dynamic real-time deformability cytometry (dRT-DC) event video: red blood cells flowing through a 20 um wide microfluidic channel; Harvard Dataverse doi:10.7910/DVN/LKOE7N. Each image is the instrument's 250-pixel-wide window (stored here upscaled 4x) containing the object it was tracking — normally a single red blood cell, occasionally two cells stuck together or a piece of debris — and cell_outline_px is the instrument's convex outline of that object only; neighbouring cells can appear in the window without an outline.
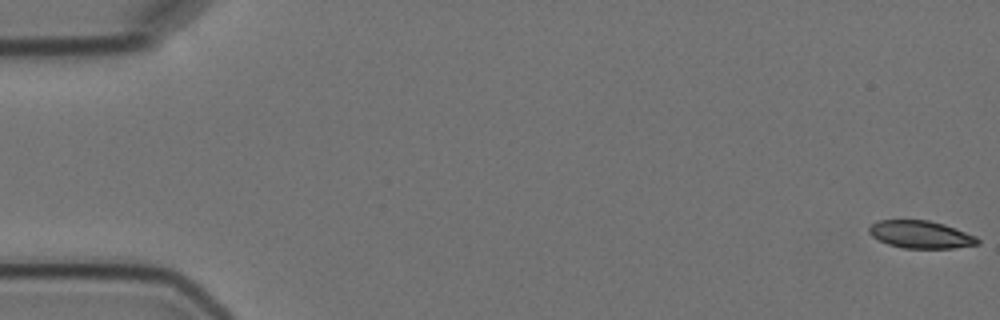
{"species": "Egyptian fruit bat (a non-hibernating species)", "species_latin": "Rousettus aegyptiacus", "temperature_condition": "cold", "stored_images_in_passage": 6, "camera_frame_rate_fps": 3000, "um_per_image_px": 0.085, "animal": {"sex": "female"}, "frame": {"image": 1, "passage_image": 1, "time_ms": 0.0, "image_size_px": [1000, 320], "cell_outline_px": [[980, 244], [952, 248], [904, 248], [888, 244], [872, 236], [868, 232], [868, 228], [876, 220], [928, 220], [944, 224], [976, 236], [980, 240]], "centroid_in_image_um": [78.26, 19.93], "position_along_channel_um": 6.7, "area_um2": 17.4}}
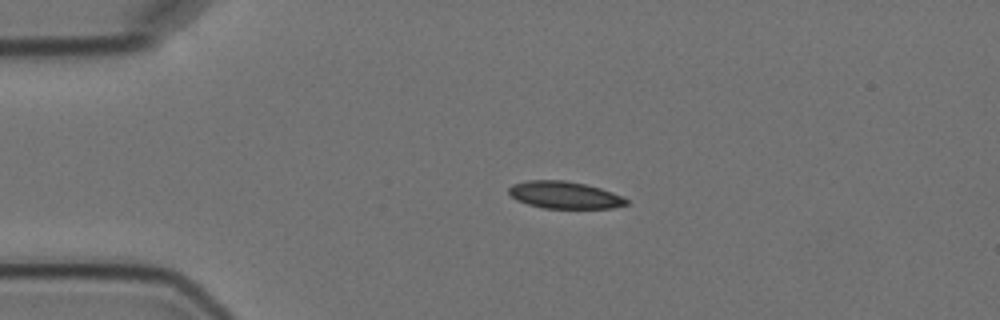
{"frame": {"image": 2, "passage_image": 4, "time_ms": 4.0, "image_size_px": [1000, 320], "cell_outline_px": [[628, 204], [612, 208], [544, 208], [528, 204], [516, 200], [508, 192], [508, 188], [512, 184], [528, 180], [564, 180], [584, 184], [600, 188], [624, 196], [628, 200]], "centroid_in_image_um": [47.99, 16.57], "position_along_channel_um": 37.0, "area_um2": 18.61}}
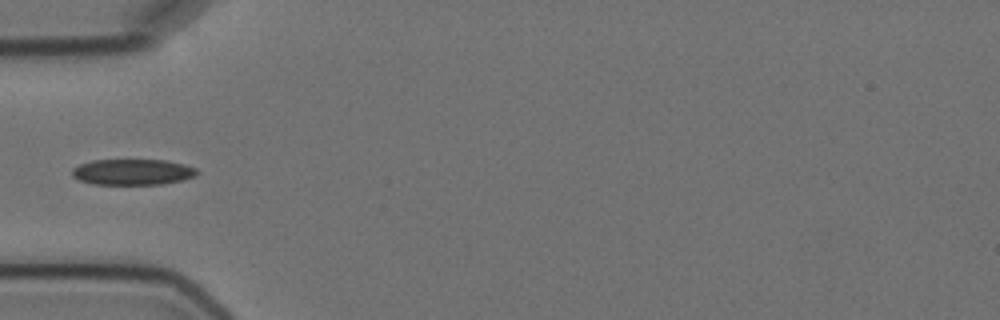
{"frame": {"image": 3, "passage_image": 6, "time_ms": 6.0, "image_size_px": [1000, 320], "cell_outline_px": [[200, 172], [196, 176], [184, 180], [160, 184], [92, 184], [80, 180], [72, 176], [72, 168], [80, 164], [92, 160], [168, 160], [184, 164], [196, 168]], "centroid_in_image_um": [11.31, 14.61], "position_along_channel_um": 73.7, "area_um2": 18.96}}